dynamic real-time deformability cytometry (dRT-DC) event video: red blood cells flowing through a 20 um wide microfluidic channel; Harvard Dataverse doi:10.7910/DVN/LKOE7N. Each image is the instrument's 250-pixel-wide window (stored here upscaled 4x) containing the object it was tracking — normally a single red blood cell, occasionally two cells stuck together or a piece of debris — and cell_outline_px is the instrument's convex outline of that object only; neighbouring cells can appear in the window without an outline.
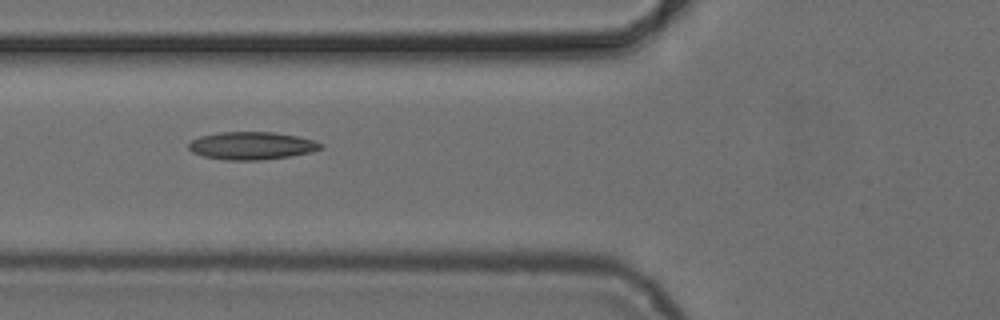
{"species": "common noctule bat (a hibernating species)", "species_latin": "Nyctalus noctula", "temperature_condition": "cold", "stored_images_in_passage": 7, "camera_frame_rate_fps": 3000, "um_per_image_px": 0.085, "animal": {"sex": "female", "body_mass_g": 24.6, "forearm_length_mm": 56.2}, "frame": {"image": 1, "passage_image": 5, "time_ms": 6.0, "image_size_px": [1000, 320], "cell_outline_px": [[324, 148], [312, 152], [288, 156], [260, 160], [224, 160], [204, 156], [192, 152], [188, 148], [188, 144], [192, 140], [200, 136], [220, 132], [272, 132], [296, 136], [312, 140], [324, 144]], "centroid_in_image_um": [21.39, 12.38], "position_along_channel_um": 104.4, "area_um2": 21.27}}
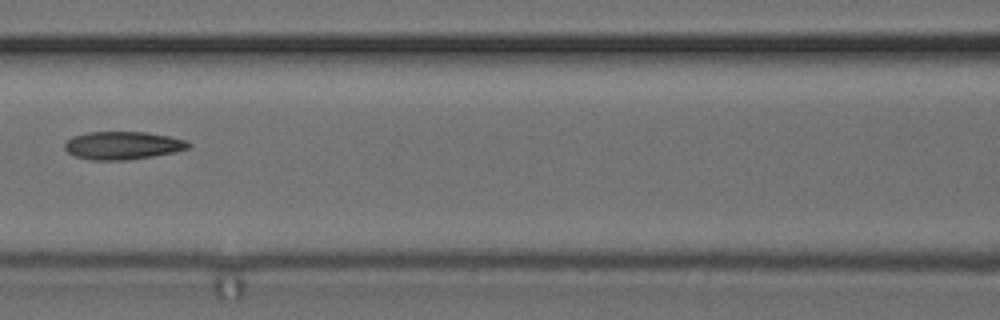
{"frame": {"image": 2, "passage_image": 6, "time_ms": 7.333, "image_size_px": [1000, 320], "cell_outline_px": [[192, 144], [188, 148], [176, 152], [128, 160], [88, 160], [76, 156], [68, 152], [64, 148], [64, 144], [72, 136], [88, 132], [148, 132], [168, 136], [184, 140]], "centroid_in_image_um": [10.42, 12.36], "position_along_channel_um": 156.2, "area_um2": 20.17}}
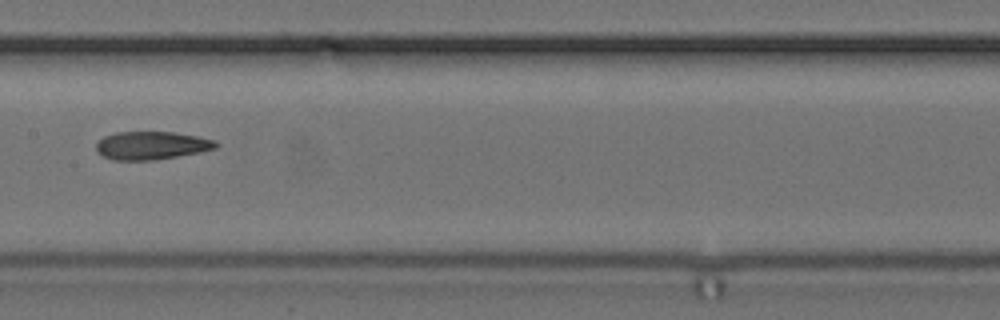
{"frame": {"image": 3, "passage_image": 7, "time_ms": 8.333, "image_size_px": [1000, 320], "cell_outline_px": [[220, 144], [216, 148], [200, 152], [152, 160], [112, 160], [96, 152], [96, 144], [104, 136], [116, 132], [172, 132], [196, 136], [216, 140]], "centroid_in_image_um": [12.88, 12.36], "position_along_channel_um": 194.5, "area_um2": 19.54}}